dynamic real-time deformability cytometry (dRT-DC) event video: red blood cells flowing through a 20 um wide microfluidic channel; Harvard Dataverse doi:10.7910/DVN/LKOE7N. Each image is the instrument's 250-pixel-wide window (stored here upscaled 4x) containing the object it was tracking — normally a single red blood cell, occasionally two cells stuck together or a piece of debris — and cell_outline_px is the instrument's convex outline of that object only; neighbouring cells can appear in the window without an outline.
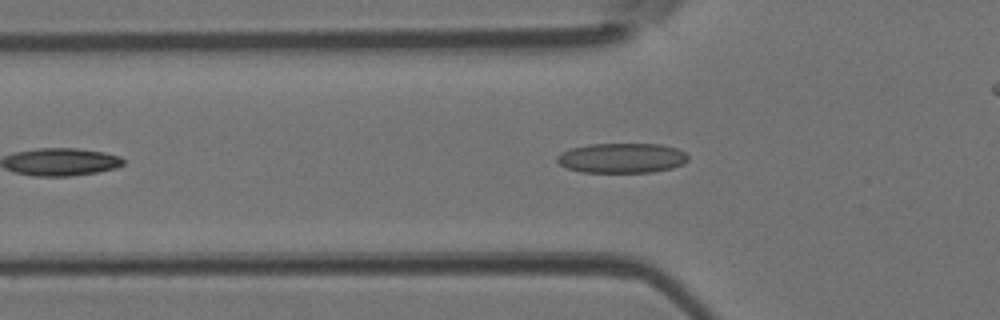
{"species": "Egyptian fruit bat (a non-hibernating species)", "species_latin": "Rousettus aegyptiacus", "temperature_condition": "room temperature", "stored_images_in_passage": 33, "camera_frame_rate_fps": 3000, "um_per_image_px": 0.085, "animal": {"sex": "female"}, "frame": {"image": 1, "passage_image": 8, "time_ms": 2.333, "image_size_px": [1000, 320], "cell_outline_px": [[688, 160], [684, 164], [672, 168], [652, 172], [580, 172], [568, 168], [560, 164], [556, 160], [556, 156], [560, 152], [572, 148], [588, 144], [660, 144], [676, 148], [684, 152], [688, 156]], "centroid_in_image_um": [52.85, 13.43], "position_along_channel_um": 72.9, "area_um2": 22.89}}
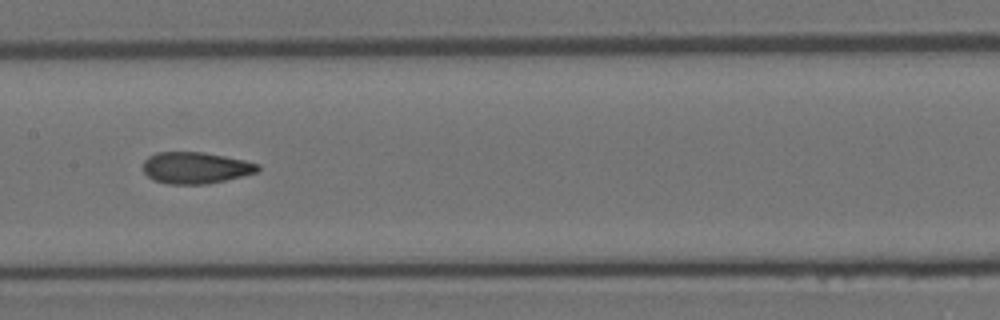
{"frame": {"image": 2, "passage_image": 16, "time_ms": 5.0, "image_size_px": [1000, 320], "cell_outline_px": [[260, 168], [256, 172], [224, 180], [204, 184], [168, 184], [156, 180], [148, 176], [144, 172], [144, 160], [148, 156], [156, 152], [204, 152], [244, 160], [260, 164]], "centroid_in_image_um": [16.61, 14.25], "position_along_channel_um": 190.8, "area_um2": 20.87}}
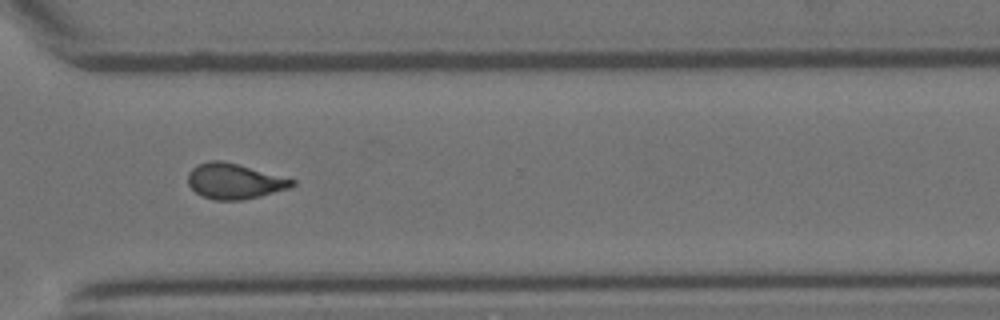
{"frame": {"image": 3, "passage_image": 27, "time_ms": 8.667, "image_size_px": [1000, 320], "cell_outline_px": [[296, 184], [288, 188], [260, 196], [240, 200], [212, 200], [196, 192], [188, 184], [188, 172], [196, 164], [208, 160], [220, 160], [236, 164], [296, 180]], "centroid_in_image_um": [19.88, 15.4], "position_along_channel_um": 350.7, "area_um2": 21.27}}